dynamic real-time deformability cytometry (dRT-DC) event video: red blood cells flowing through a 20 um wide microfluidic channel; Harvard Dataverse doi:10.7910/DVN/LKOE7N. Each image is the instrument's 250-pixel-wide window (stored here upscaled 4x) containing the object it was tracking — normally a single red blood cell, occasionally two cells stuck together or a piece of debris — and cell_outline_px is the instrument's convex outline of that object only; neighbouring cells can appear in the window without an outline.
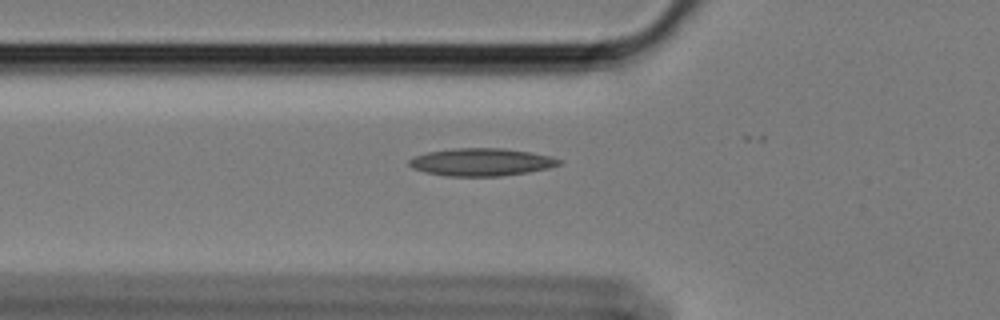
{"species": "Egyptian fruit bat (a non-hibernating species)", "species_latin": "Rousettus aegyptiacus", "temperature_condition": "cold", "stored_images_in_passage": 30, "camera_frame_rate_fps": 3000, "um_per_image_px": 0.085, "animal": {"sex": "female"}, "frame": {"image": 1, "passage_image": 4, "time_ms": 1.0, "image_size_px": [1000, 320], "cell_outline_px": [[560, 164], [548, 168], [528, 172], [500, 176], [448, 176], [428, 172], [412, 168], [408, 164], [408, 160], [416, 156], [428, 152], [452, 148], [504, 148], [528, 152], [548, 156], [560, 160]], "centroid_in_image_um": [40.88, 13.77], "position_along_channel_um": 84.9, "area_um2": 23.81}}
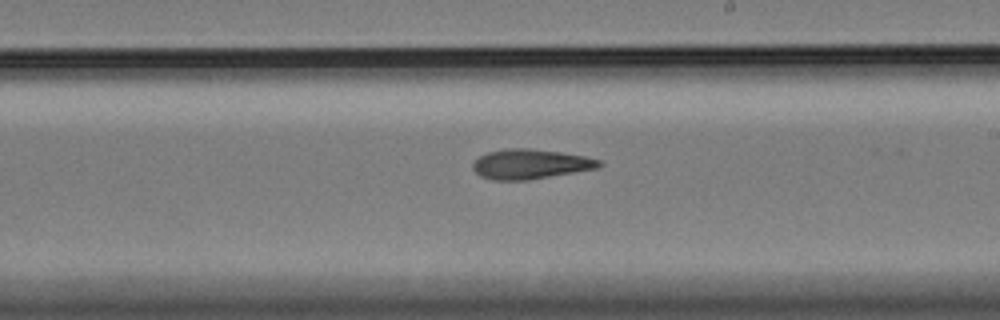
{"frame": {"image": 2, "passage_image": 18, "time_ms": 5.667, "image_size_px": [1000, 320], "cell_outline_px": [[604, 164], [596, 168], [528, 180], [492, 180], [480, 176], [472, 168], [472, 164], [480, 156], [488, 152], [508, 148], [532, 148], [560, 152], [584, 156], [600, 160]], "centroid_in_image_um": [45.06, 13.94], "position_along_channel_um": 243.9, "area_um2": 21.79}}
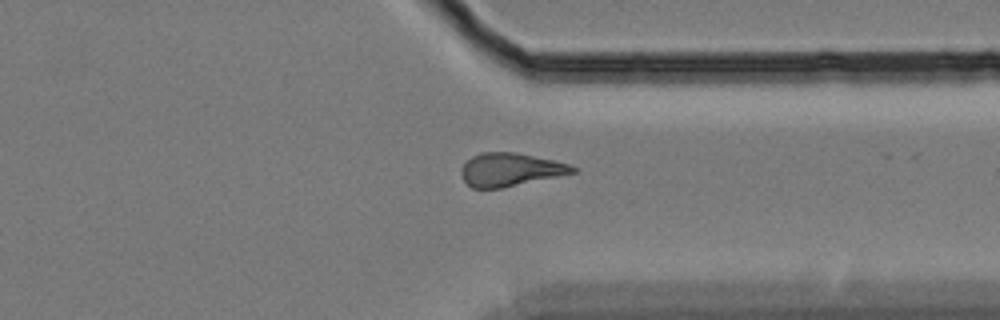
{"frame": {"image": 3, "passage_image": 29, "time_ms": 9.333, "image_size_px": [1000, 320], "cell_outline_px": [[576, 172], [500, 188], [472, 188], [464, 180], [460, 172], [464, 164], [472, 156], [480, 152], [516, 152], [552, 160], [568, 164], [576, 168]], "centroid_in_image_um": [43.33, 14.41], "position_along_channel_um": 368.1, "area_um2": 21.15}}